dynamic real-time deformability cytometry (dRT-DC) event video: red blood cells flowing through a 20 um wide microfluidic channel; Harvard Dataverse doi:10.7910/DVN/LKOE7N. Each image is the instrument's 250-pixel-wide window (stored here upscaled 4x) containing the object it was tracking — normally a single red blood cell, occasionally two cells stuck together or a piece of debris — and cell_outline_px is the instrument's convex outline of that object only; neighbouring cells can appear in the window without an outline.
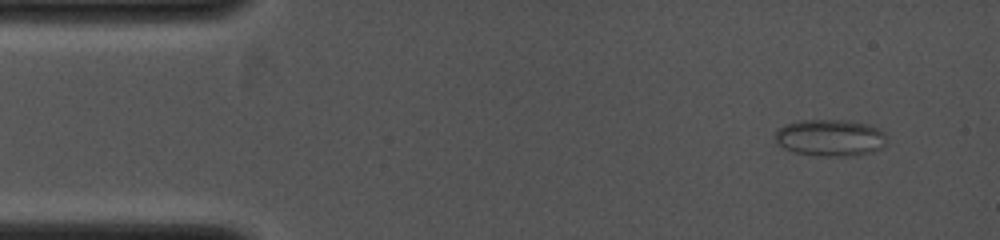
{"species": "common noctule bat (a hibernating species)", "species_latin": "Nyctalus noctula", "temperature_condition": "cold", "stored_images_in_passage": 11, "camera_frame_rate_fps": 4000, "um_per_image_px": 0.085, "animal": {"sex": "female", "body_mass_g": 19.0, "forearm_length_mm": 53.3}, "frame": {"image": 1, "passage_image": 2, "time_ms": 0.5, "image_size_px": [1000, 240], "cell_outline_px": [[884, 144], [880, 148], [872, 152], [844, 156], [820, 156], [796, 152], [784, 148], [776, 140], [776, 128], [784, 124], [800, 120], [844, 120], [864, 124], [876, 128], [884, 132]], "centroid_in_image_um": [70.51, 11.7], "position_along_channel_um": 14.5, "area_um2": 23.52}}
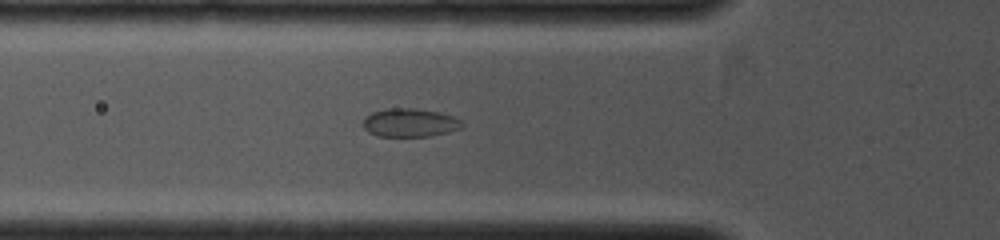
{"frame": {"image": 2, "passage_image": 8, "time_ms": 3.5, "image_size_px": [1000, 240], "cell_outline_px": [[464, 124], [460, 128], [428, 136], [376, 136], [368, 132], [364, 128], [364, 120], [372, 112], [384, 108], [416, 108], [440, 112], [452, 116], [460, 120]], "centroid_in_image_um": [34.81, 10.41], "position_along_channel_um": 91.0, "area_um2": 16.24}}
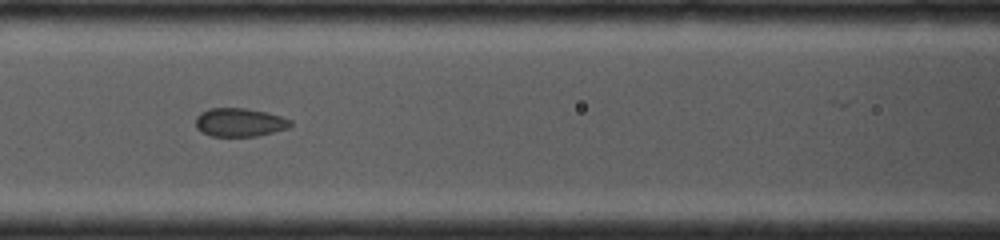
{"frame": {"image": 3, "passage_image": 10, "time_ms": 4.5, "image_size_px": [1000, 240], "cell_outline_px": [[292, 124], [288, 128], [256, 136], [212, 136], [200, 132], [196, 128], [196, 116], [200, 112], [208, 108], [244, 108], [264, 112], [280, 116], [292, 120]], "centroid_in_image_um": [20.32, 10.4], "position_along_channel_um": 146.3, "area_um2": 15.72}}